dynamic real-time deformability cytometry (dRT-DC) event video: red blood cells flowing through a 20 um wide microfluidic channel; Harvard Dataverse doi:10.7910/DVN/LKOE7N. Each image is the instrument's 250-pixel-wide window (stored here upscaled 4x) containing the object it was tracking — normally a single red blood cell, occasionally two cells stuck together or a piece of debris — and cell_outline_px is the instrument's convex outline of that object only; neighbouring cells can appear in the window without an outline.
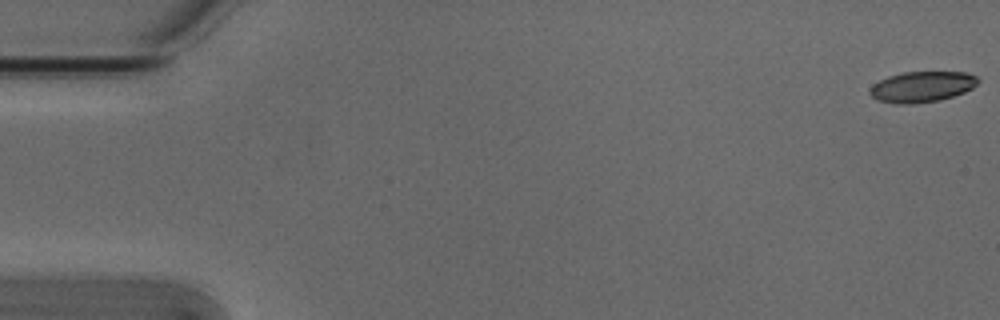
{"species": "Egyptian fruit bat (a non-hibernating species)", "species_latin": "Rousettus aegyptiacus", "temperature_condition": "cold", "stored_images_in_passage": 54, "camera_frame_rate_fps": 3000, "um_per_image_px": 0.085, "animal": {"sex": "male"}, "frame": {"image": 1, "passage_image": 1, "time_ms": 0.0, "image_size_px": [1000, 320], "cell_outline_px": [[980, 80], [972, 88], [964, 92], [940, 100], [912, 104], [900, 104], [876, 100], [868, 92], [872, 84], [888, 76], [904, 72], [964, 72], [976, 76]], "centroid_in_image_um": [78.34, 7.37], "position_along_channel_um": 6.7, "area_um2": 19.36}}
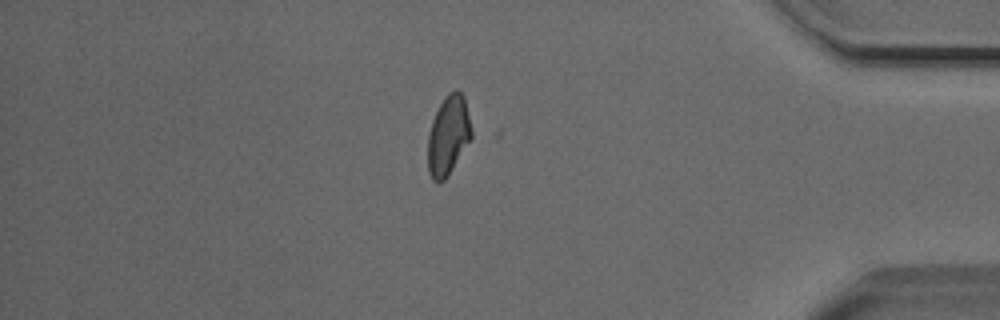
{"frame": {"image": 2, "passage_image": 46, "time_ms": 15.0, "image_size_px": [1000, 320], "cell_outline_px": [[472, 136], [448, 176], [444, 180], [432, 180], [428, 172], [428, 132], [432, 120], [444, 96], [448, 92], [456, 88], [464, 96], [472, 128]], "centroid_in_image_um": [38.1, 11.47], "position_along_channel_um": 397.1, "area_um2": 20.17}}
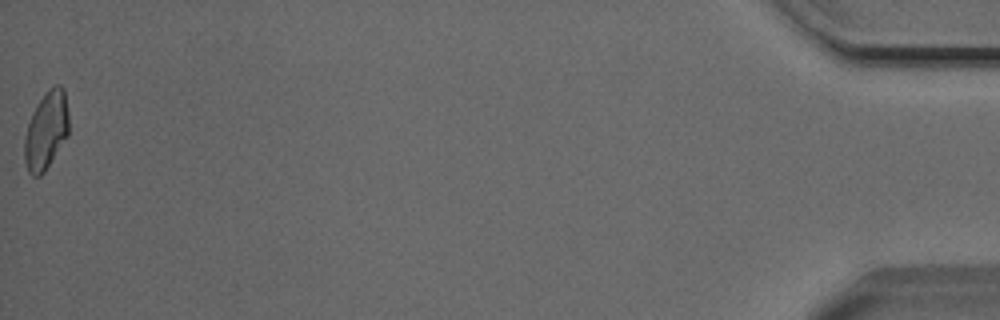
{"frame": {"image": 3, "passage_image": 54, "time_ms": 17.667, "image_size_px": [1000, 320], "cell_outline_px": [[68, 136], [44, 172], [40, 176], [32, 176], [28, 172], [24, 160], [24, 136], [32, 112], [36, 104], [48, 88], [56, 84], [60, 84], [64, 88], [68, 112]], "centroid_in_image_um": [3.92, 11.08], "position_along_channel_um": 431.3, "area_um2": 20.35}}